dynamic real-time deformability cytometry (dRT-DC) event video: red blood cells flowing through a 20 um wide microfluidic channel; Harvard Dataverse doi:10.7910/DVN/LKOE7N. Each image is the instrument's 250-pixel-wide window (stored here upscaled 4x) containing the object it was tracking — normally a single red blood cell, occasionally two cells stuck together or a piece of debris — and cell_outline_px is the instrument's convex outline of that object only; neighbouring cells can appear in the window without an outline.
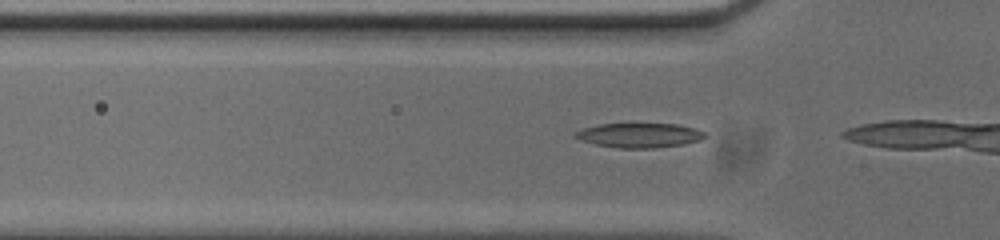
{"species": "common noctule bat (a hibernating species)", "species_latin": "Nyctalus noctula", "temperature_condition": "cold", "stored_images_in_passage": 5, "camera_frame_rate_fps": 3000, "um_per_image_px": 0.085, "animal": {"sex": "male", "body_mass_g": 20.0, "forearm_length_mm": 53.3}, "frame": {"image": 1, "passage_image": 3, "time_ms": 0.667, "image_size_px": [1000, 240], "cell_outline_px": [[708, 136], [700, 140], [680, 144], [652, 148], [620, 148], [596, 144], [580, 140], [572, 136], [572, 132], [584, 128], [600, 124], [676, 124], [696, 128], [704, 132]], "centroid_in_image_um": [54.32, 11.49], "position_along_channel_um": 71.5, "area_um2": 18.44}}